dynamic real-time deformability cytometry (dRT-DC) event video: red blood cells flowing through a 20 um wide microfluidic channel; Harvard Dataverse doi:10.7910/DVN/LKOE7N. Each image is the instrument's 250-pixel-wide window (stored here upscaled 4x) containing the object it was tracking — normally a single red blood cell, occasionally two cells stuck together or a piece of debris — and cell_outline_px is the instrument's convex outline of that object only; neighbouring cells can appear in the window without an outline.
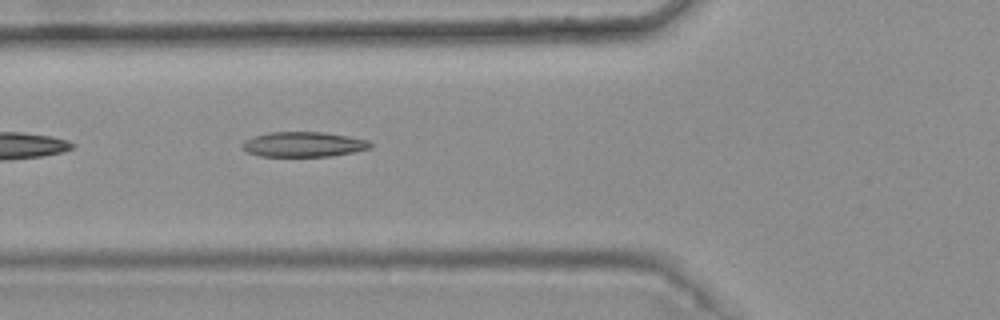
{"species": "common noctule bat (a hibernating species)", "species_latin": "Nyctalus noctula", "temperature_condition": "warm", "stored_images_in_passage": 7, "camera_frame_rate_fps": 3000, "um_per_image_px": 0.085, "animal": {"sex": "female", "body_mass_g": 25.1}, "frame": {"image": 1, "passage_image": 7, "time_ms": 2.0, "image_size_px": [1000, 320], "cell_outline_px": [[372, 148], [352, 152], [328, 156], [260, 156], [248, 152], [240, 148], [240, 144], [244, 140], [252, 136], [268, 132], [324, 132], [348, 136], [368, 140], [372, 144]], "centroid_in_image_um": [25.75, 12.26], "position_along_channel_um": 100.1, "area_um2": 18.79}}